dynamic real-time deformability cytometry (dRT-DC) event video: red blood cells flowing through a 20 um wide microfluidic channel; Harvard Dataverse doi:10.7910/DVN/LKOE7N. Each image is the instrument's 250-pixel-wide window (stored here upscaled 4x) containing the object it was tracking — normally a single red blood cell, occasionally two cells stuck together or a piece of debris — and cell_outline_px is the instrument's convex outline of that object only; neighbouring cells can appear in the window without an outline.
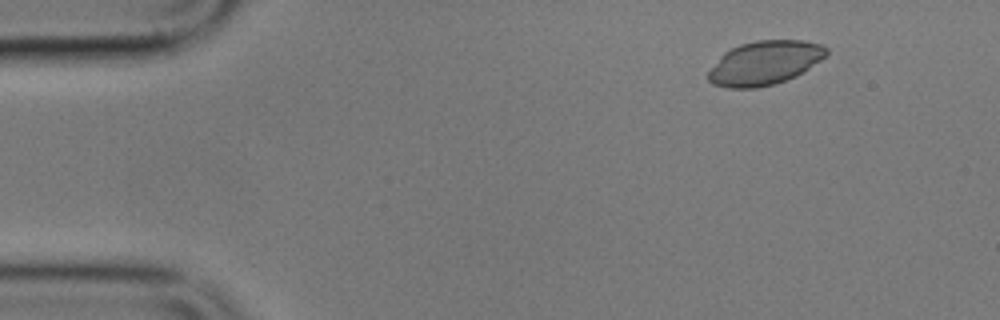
{"species": "common noctule bat (a hibernating species)", "species_latin": "Nyctalus noctula", "temperature_condition": "cold", "stored_images_in_passage": 4, "camera_frame_rate_fps": 3000, "um_per_image_px": 0.085, "animal": {"sex": "male", "body_mass_g": 17.9}, "frame": {"image": 1, "passage_image": 2, "time_ms": 1.0, "image_size_px": [1000, 320], "cell_outline_px": [[828, 56], [796, 76], [772, 84], [756, 88], [728, 88], [712, 84], [708, 80], [708, 72], [720, 56], [724, 52], [740, 44], [756, 40], [804, 40], [820, 44], [828, 48]], "centroid_in_image_um": [65.01, 5.34], "position_along_channel_um": 20.0, "area_um2": 30.29}}